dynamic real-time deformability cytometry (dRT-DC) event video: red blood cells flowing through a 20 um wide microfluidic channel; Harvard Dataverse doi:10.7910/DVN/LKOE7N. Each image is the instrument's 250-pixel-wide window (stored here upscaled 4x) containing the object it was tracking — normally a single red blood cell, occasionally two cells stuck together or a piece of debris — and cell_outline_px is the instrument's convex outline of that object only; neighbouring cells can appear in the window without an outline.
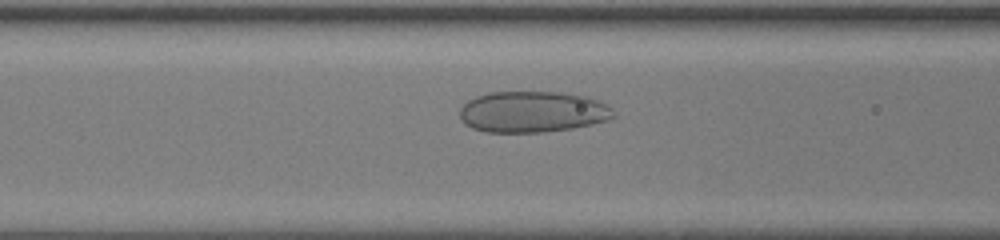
{"species": "human", "species_latin": "Homo sapiens", "temperature_condition": "room temperature", "stored_images_in_passage": 36, "camera_frame_rate_fps": 3000, "um_per_image_px": 0.085, "donor": {"sex": "female"}, "frame": {"image": 1, "passage_image": 12, "time_ms": 3.667, "image_size_px": [1000, 240], "cell_outline_px": [[616, 116], [608, 120], [592, 124], [572, 128], [544, 132], [484, 132], [472, 128], [464, 124], [460, 116], [460, 108], [468, 100], [476, 96], [488, 92], [560, 92], [588, 96], [612, 108]], "centroid_in_image_um": [45.25, 9.5], "position_along_channel_um": 121.3, "area_um2": 37.05}}
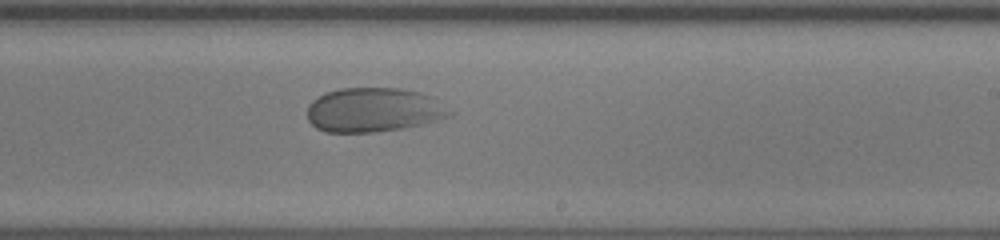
{"frame": {"image": 2, "passage_image": 21, "time_ms": 6.667, "image_size_px": [1000, 240], "cell_outline_px": [[456, 112], [452, 116], [424, 124], [404, 128], [376, 132], [324, 132], [316, 128], [308, 120], [308, 104], [312, 100], [324, 92], [340, 88], [400, 88], [420, 92], [432, 96]], "centroid_in_image_um": [31.8, 9.34], "position_along_channel_um": 257.2, "area_um2": 37.34}}
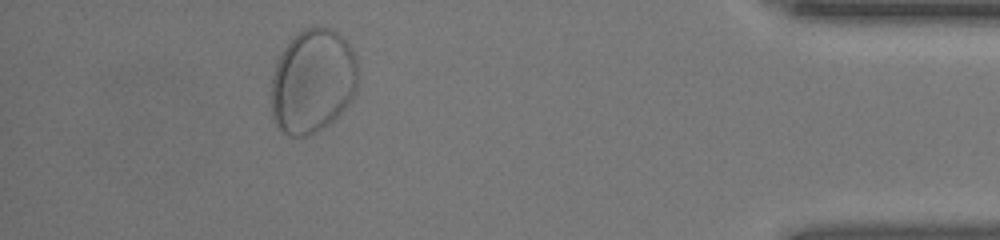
{"frame": {"image": 3, "passage_image": 34, "time_ms": 11.0, "image_size_px": [1000, 240], "cell_outline_px": [[356, 88], [348, 104], [336, 120], [312, 136], [288, 136], [276, 128], [272, 120], [272, 76], [276, 64], [284, 48], [304, 28], [332, 28], [352, 48], [356, 60]], "centroid_in_image_um": [26.56, 6.98], "position_along_channel_um": 408.6, "area_um2": 52.6}}